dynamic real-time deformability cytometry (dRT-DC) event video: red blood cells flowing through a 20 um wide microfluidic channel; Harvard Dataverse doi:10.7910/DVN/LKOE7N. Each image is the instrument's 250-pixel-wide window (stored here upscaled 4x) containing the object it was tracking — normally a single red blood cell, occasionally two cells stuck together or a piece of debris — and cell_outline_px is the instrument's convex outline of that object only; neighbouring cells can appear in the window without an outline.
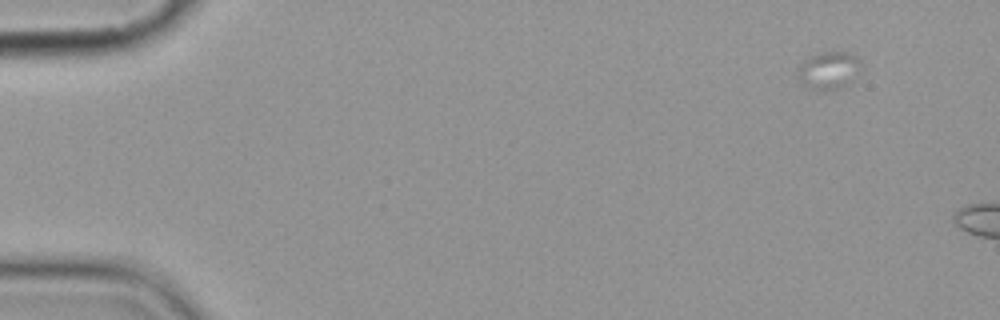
{"species": "common noctule bat (a hibernating species)", "species_latin": "Nyctalus noctula", "temperature_condition": "cold", "stored_images_in_passage": 4, "camera_frame_rate_fps": 3000, "um_per_image_px": 0.085, "animal": {"sex": "female", "body_mass_g": 19.9}, "frame": {"image": 1, "passage_image": 1, "time_ms": 0.0, "image_size_px": [1000, 320], "cell_outline_px": [[860, 68], [840, 88], [816, 88], [804, 84], [796, 76], [796, 68], [804, 60], [820, 52], [848, 52], [860, 60]], "centroid_in_image_um": [70.37, 5.92], "position_along_channel_um": 14.6, "area_um2": 13.06}}